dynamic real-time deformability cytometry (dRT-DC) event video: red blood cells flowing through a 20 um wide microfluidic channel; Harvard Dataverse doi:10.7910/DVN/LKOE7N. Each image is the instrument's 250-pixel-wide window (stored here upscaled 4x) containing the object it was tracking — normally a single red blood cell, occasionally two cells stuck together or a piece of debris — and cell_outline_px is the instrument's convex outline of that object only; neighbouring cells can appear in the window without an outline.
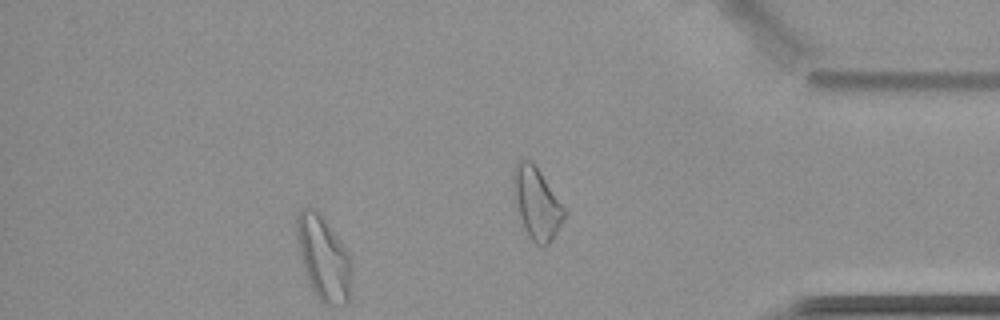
{"species": "common noctule bat (a hibernating species)", "species_latin": "Nyctalus noctula", "temperature_condition": "cold", "stored_images_in_passage": 48, "segment_of_instrument_passage": [2, 2], "camera_frame_rate_fps": 3000, "um_per_image_px": 0.085, "animal": {"sex": "female", "body_mass_g": 22.7, "forearm_length_mm": 54.2}, "frame": {"image": 1, "passage_image": 48, "time_ms": 15.667, "image_size_px": [1000, 320], "cell_outline_px": [[568, 212], [556, 232], [548, 244], [544, 248], [536, 244], [528, 236], [524, 228], [520, 216], [512, 184], [512, 168], [520, 160], [532, 160], [536, 164], [568, 208]], "centroid_in_image_um": [45.67, 17.23], "position_along_channel_um": 389.5, "area_um2": 21.85}}